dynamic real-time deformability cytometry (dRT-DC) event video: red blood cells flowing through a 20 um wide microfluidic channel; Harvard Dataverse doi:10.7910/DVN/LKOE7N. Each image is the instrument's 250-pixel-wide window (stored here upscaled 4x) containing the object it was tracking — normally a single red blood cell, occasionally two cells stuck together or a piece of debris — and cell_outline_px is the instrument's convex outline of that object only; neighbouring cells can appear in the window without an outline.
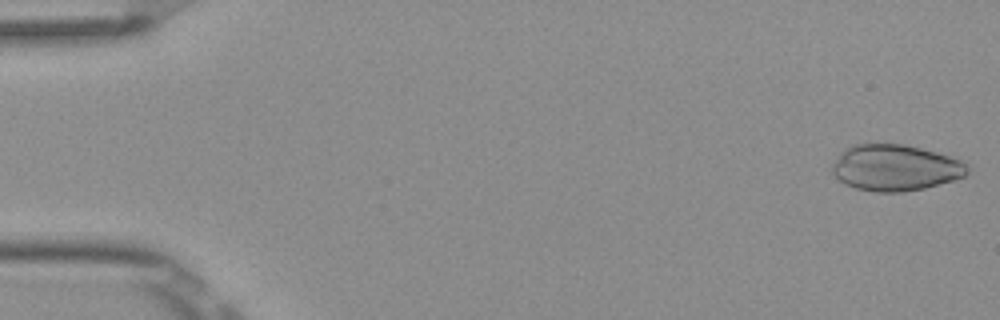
{"species": "Egyptian fruit bat (a non-hibernating species)", "species_latin": "Rousettus aegyptiacus", "temperature_condition": "room temperature", "stored_images_in_passage": 5, "camera_frame_rate_fps": 3000, "um_per_image_px": 0.085, "frame": {"image": 1, "passage_image": 1, "time_ms": 0.0, "image_size_px": [1000, 320], "cell_outline_px": [[968, 172], [964, 176], [952, 180], [924, 188], [904, 192], [876, 192], [856, 188], [844, 184], [832, 176], [832, 164], [840, 152], [852, 144], [904, 144], [936, 152], [960, 160], [968, 164]], "centroid_in_image_um": [76.05, 14.26], "position_along_channel_um": 9.0, "area_um2": 36.47}}